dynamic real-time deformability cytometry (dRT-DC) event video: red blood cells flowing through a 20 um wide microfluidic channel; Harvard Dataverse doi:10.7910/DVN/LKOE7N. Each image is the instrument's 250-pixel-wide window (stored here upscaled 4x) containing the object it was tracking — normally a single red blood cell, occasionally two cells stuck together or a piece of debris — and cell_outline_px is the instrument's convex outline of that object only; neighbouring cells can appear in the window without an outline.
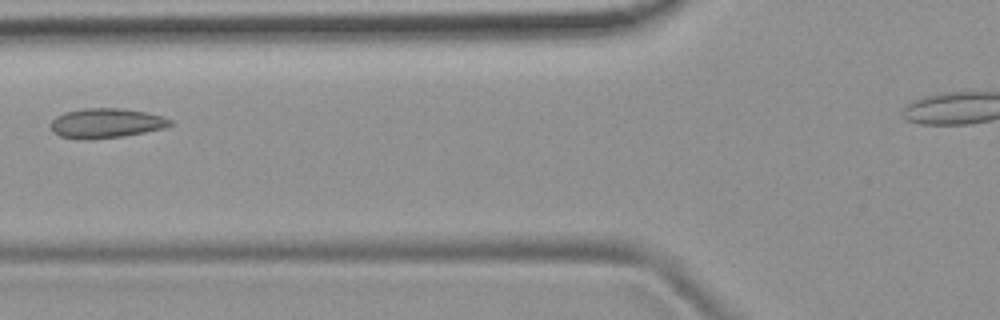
{"species": "common noctule bat (a hibernating species)", "species_latin": "Nyctalus noctula", "temperature_condition": "room temperature", "stored_images_in_passage": 3, "camera_frame_rate_fps": 3000, "um_per_image_px": 0.085, "animal": {"sex": "female", "body_mass_g": 19.9}, "frame": {"image": 1, "passage_image": 3, "time_ms": 2.333, "image_size_px": [1000, 320], "cell_outline_px": [[172, 124], [164, 128], [124, 136], [88, 140], [76, 140], [60, 136], [52, 132], [52, 120], [56, 116], [64, 112], [84, 108], [120, 108], [144, 112], [164, 116], [172, 120]], "centroid_in_image_um": [9.0, 10.48], "position_along_channel_um": 116.8, "area_um2": 20.81}}